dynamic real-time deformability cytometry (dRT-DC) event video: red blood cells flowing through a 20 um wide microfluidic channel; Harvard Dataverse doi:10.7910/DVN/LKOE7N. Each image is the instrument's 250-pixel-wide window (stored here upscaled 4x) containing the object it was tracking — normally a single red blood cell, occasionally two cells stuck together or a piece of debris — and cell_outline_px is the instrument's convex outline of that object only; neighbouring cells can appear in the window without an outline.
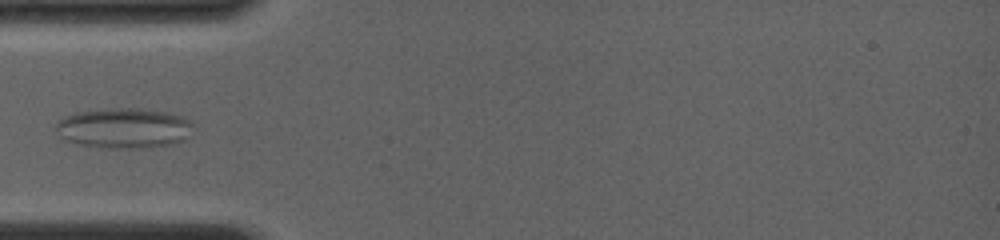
{"species": "common noctule bat (a hibernating species)", "species_latin": "Nyctalus noctula", "temperature_condition": "room temperature", "stored_images_in_passage": 10, "camera_frame_rate_fps": 4000, "um_per_image_px": 0.085, "animal": {"sex": "female", "body_mass_g": 19.0, "forearm_length_mm": 56.7}, "frame": {"image": 1, "passage_image": 9, "time_ms": 4.5, "image_size_px": [1000, 240], "cell_outline_px": [[196, 128], [184, 140], [176, 144], [140, 148], [112, 148], [76, 144], [60, 140], [56, 132], [56, 124], [64, 116], [76, 112], [116, 108], [136, 108], [172, 112], [184, 116]], "centroid_in_image_um": [10.55, 10.9], "position_along_channel_um": 74.4, "area_um2": 32.77}}